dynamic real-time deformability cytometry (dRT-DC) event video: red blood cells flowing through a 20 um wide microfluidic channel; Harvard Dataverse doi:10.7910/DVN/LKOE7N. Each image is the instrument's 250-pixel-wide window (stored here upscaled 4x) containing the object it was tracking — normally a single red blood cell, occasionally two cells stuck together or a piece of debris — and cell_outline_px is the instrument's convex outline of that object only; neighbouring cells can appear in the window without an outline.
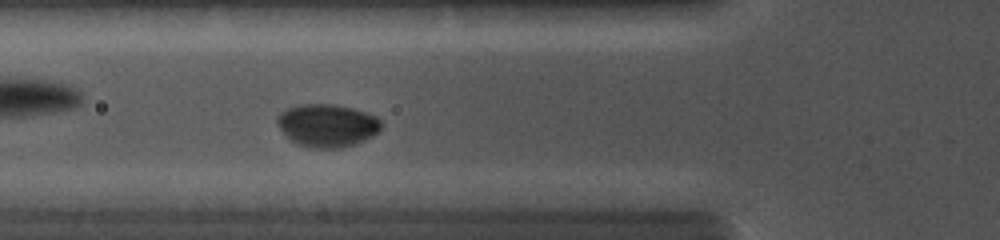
{"species": "common noctule bat (a hibernating species)", "species_latin": "Nyctalus noctula", "temperature_condition": "cold", "stored_images_in_passage": 38, "camera_frame_rate_fps": 5000, "um_per_image_px": 0.085, "animal": {"sex": "female", "body_mass_g": 19.0, "forearm_length_mm": 56.7}, "frame": {"image": 1, "passage_image": 12, "time_ms": 4.0, "image_size_px": [1000, 240], "cell_outline_px": [[380, 128], [372, 136], [356, 144], [340, 148], [312, 148], [296, 144], [288, 140], [276, 124], [276, 116], [280, 112], [288, 108], [300, 104], [332, 104], [352, 108], [368, 112], [376, 116], [380, 120]], "centroid_in_image_um": [27.76, 10.67], "position_along_channel_um": 98.0, "area_um2": 26.24}}